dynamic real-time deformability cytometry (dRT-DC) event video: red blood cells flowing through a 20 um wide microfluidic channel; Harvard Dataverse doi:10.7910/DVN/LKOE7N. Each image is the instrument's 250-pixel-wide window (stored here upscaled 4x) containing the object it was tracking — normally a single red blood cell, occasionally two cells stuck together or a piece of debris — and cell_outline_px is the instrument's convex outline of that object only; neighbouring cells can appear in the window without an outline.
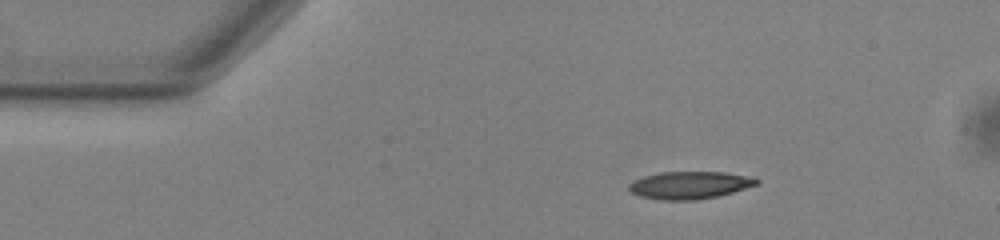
{"species": "common noctule bat (a hibernating species)", "species_latin": "Nyctalus noctula", "temperature_condition": "warm", "stored_images_in_passage": 46, "camera_frame_rate_fps": 3000, "um_per_image_px": 0.085, "animal": {"sex": "male", "body_mass_g": 13.0, "forearm_length_mm": 53.1}, "frame": {"image": 1, "passage_image": 1, "time_ms": 0.0, "image_size_px": [1000, 240], "cell_outline_px": [[760, 180], [756, 184], [732, 192], [716, 196], [696, 200], [660, 200], [640, 196], [632, 192], [628, 188], [628, 184], [644, 176], [660, 172], [724, 172], [756, 176]], "centroid_in_image_um": [58.64, 15.73], "position_along_channel_um": 26.4, "area_um2": 20.4}}
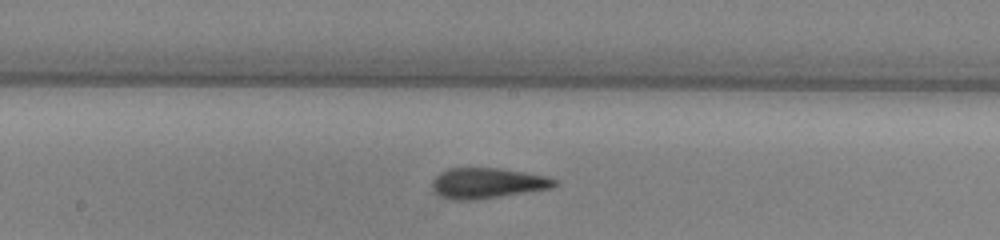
{"frame": {"image": 2, "passage_image": 20, "time_ms": 6.333, "image_size_px": [1000, 240], "cell_outline_px": [[556, 184], [552, 188], [472, 200], [452, 200], [440, 196], [432, 188], [432, 180], [440, 172], [448, 168], [496, 168], [524, 172], [548, 176], [556, 180]], "centroid_in_image_um": [41.39, 15.56], "position_along_channel_um": 206.8, "area_um2": 21.56}}
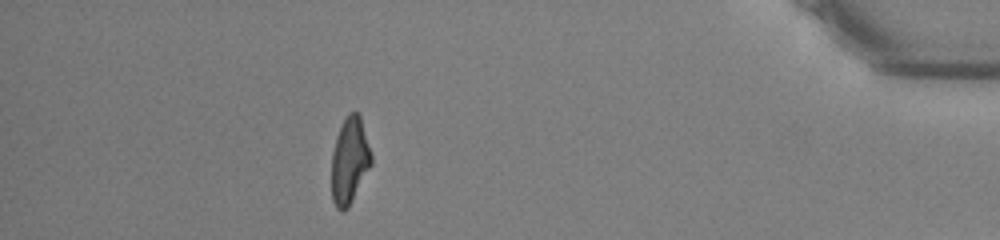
{"frame": {"image": 3, "passage_image": 40, "time_ms": 13.0, "image_size_px": [1000, 240], "cell_outline_px": [[372, 164], [348, 208], [344, 212], [340, 212], [336, 208], [332, 200], [332, 152], [336, 136], [340, 124], [344, 116], [348, 112], [356, 112], [360, 116], [372, 156]], "centroid_in_image_um": [29.7, 13.66], "position_along_channel_um": 405.5, "area_um2": 20.17}, "authors_computed_cell_mechanics": {"area_um2": 20.8658, "velocity_mm_per_s": 3.7965, "shape_relaxation_time_tau1_ms": 6.3128, "shape_relaxation_time_tau2_ms": 1.5555, "deformation_change_tau1": 0.2109, "deformation_change_tau2": 0.1039}}